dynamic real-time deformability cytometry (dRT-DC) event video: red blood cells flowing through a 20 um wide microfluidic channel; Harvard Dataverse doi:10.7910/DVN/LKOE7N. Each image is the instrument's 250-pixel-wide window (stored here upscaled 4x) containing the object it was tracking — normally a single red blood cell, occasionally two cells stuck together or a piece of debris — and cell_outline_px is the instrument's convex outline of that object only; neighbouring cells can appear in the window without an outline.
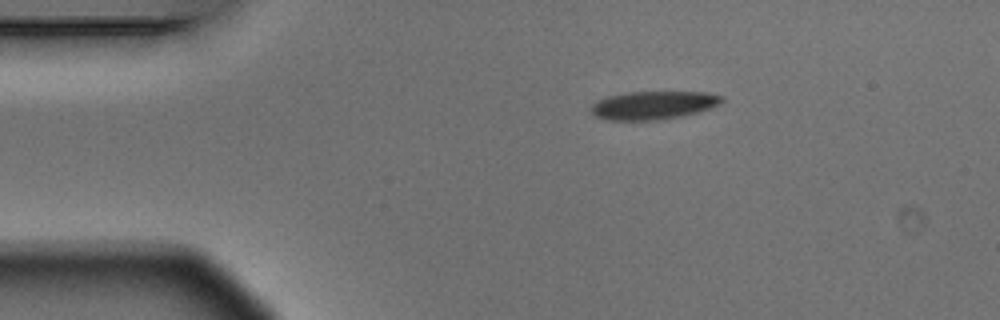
{"species": "Egyptian fruit bat (a non-hibernating species)", "species_latin": "Rousettus aegyptiacus", "temperature_condition": "warm", "stored_images_in_passage": 6, "segment_of_instrument_passage": [2, 2], "camera_frame_rate_fps": 3000, "um_per_image_px": 0.085, "animal": {"sex": "male"}, "frame": {"image": 1, "passage_image": 6, "time_ms": 1.667, "image_size_px": [1000, 320], "cell_outline_px": [[724, 100], [720, 104], [696, 112], [680, 116], [656, 120], [604, 120], [596, 116], [592, 112], [592, 104], [596, 100], [608, 96], [624, 92], [708, 92], [724, 96]], "centroid_in_image_um": [55.52, 8.93], "position_along_channel_um": 29.5, "area_um2": 21.5}}